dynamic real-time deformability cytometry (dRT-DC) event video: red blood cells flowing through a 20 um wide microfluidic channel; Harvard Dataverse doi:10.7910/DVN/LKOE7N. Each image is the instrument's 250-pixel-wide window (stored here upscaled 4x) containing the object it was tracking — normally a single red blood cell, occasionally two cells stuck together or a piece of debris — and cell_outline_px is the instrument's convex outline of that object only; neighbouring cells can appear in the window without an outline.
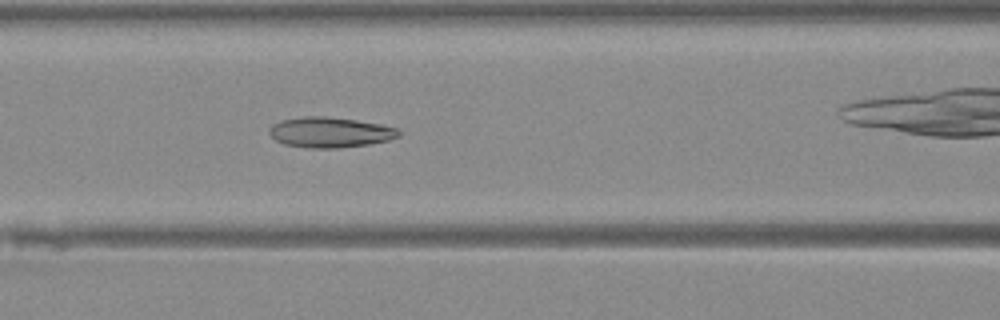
{"species": "Egyptian fruit bat (a non-hibernating species)", "species_latin": "Rousettus aegyptiacus", "temperature_condition": "warm", "stored_images_in_passage": 49, "camera_frame_rate_fps": 3000, "um_per_image_px": 0.085, "animal": {"sex": "female"}, "frame": {"image": 1, "passage_image": 21, "time_ms": 6.667, "image_size_px": [1000, 320], "cell_outline_px": [[404, 132], [400, 136], [388, 140], [368, 144], [340, 148], [308, 148], [284, 144], [276, 140], [268, 132], [268, 128], [272, 124], [280, 120], [304, 116], [324, 116], [356, 120], [380, 124], [396, 128]], "centroid_in_image_um": [28.05, 11.24], "position_along_channel_um": 138.6, "area_um2": 23.06}}
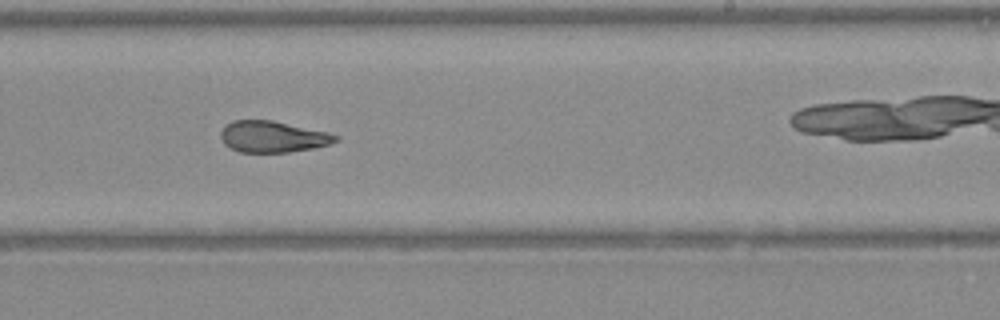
{"frame": {"image": 2, "passage_image": 30, "time_ms": 9.667, "image_size_px": [1000, 320], "cell_outline_px": [[340, 140], [332, 144], [312, 148], [288, 152], [240, 152], [224, 144], [220, 136], [220, 132], [232, 120], [272, 120], [328, 132], [340, 136]], "centroid_in_image_um": [23.22, 11.62], "position_along_channel_um": 265.8, "area_um2": 20.98}}
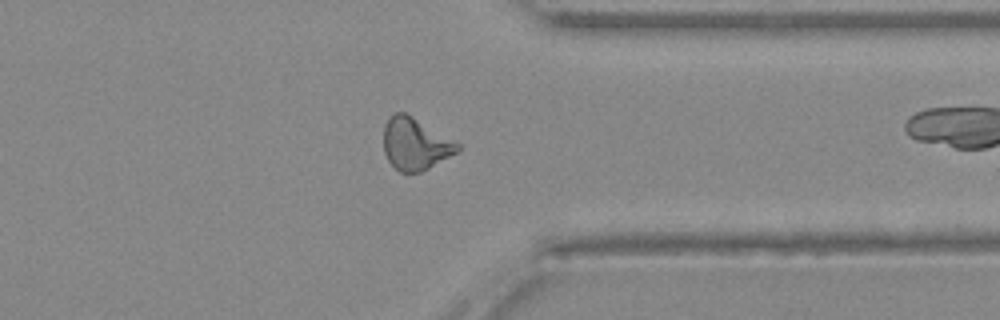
{"frame": {"image": 3, "passage_image": 38, "time_ms": 12.333, "image_size_px": [1000, 320], "cell_outline_px": [[460, 148], [456, 152], [428, 168], [420, 172], [400, 172], [388, 160], [384, 152], [384, 124], [396, 112], [404, 112], [412, 116], [460, 144]], "centroid_in_image_um": [35.27, 12.23], "position_along_channel_um": 376.1, "area_um2": 21.91}}